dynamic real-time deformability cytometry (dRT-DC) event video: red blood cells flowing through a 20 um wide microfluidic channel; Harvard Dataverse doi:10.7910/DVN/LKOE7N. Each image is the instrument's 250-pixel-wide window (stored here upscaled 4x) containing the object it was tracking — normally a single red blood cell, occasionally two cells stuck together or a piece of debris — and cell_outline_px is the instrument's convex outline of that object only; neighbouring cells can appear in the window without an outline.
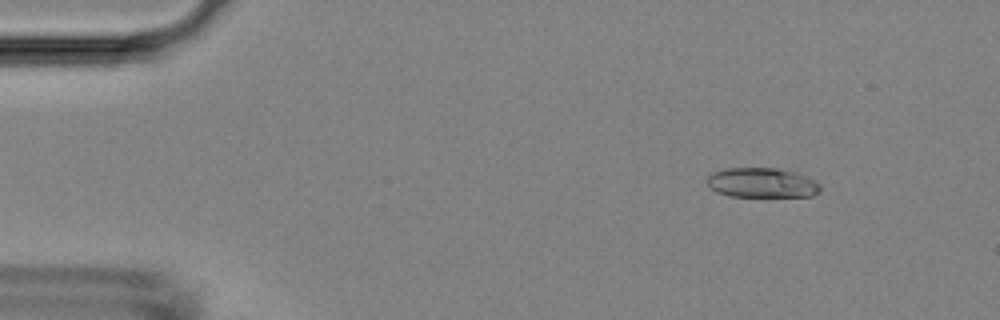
{"species": "Egyptian fruit bat (a non-hibernating species)", "species_latin": "Rousettus aegyptiacus", "temperature_condition": "room temperature", "stored_images_in_passage": 20, "camera_frame_rate_fps": 3000, "um_per_image_px": 0.085, "animal": {"sex": "female"}, "frame": {"image": 1, "passage_image": 7, "time_ms": 2.0, "image_size_px": [1000, 320], "cell_outline_px": [[820, 192], [812, 196], [728, 196], [716, 192], [708, 188], [708, 176], [712, 172], [724, 168], [776, 168], [808, 176], [816, 180], [820, 184]], "centroid_in_image_um": [64.75, 15.53], "position_along_channel_um": 20.2, "area_um2": 19.77}}
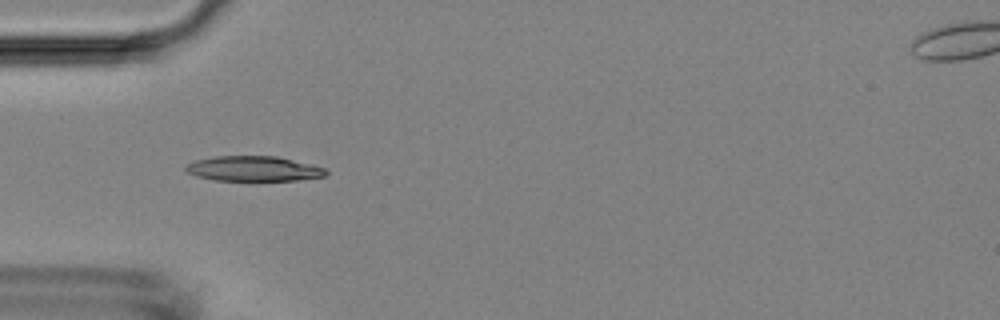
{"frame": {"image": 2, "passage_image": 17, "time_ms": 5.333, "image_size_px": [1000, 320], "cell_outline_px": [[328, 172], [324, 176], [296, 180], [212, 180], [196, 176], [188, 172], [184, 168], [184, 164], [196, 160], [216, 156], [276, 156], [324, 168]], "centroid_in_image_um": [21.48, 14.33], "position_along_channel_um": 63.5, "area_um2": 20.23}}